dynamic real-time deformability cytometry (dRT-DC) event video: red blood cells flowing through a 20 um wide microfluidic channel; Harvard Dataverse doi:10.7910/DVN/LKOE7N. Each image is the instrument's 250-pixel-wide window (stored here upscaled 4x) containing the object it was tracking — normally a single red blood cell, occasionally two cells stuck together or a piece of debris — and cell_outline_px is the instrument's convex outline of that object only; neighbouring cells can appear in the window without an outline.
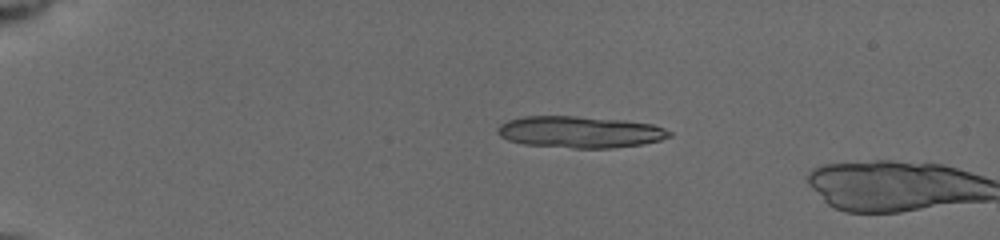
{"species": "common noctule bat (a hibernating species)", "species_latin": "Nyctalus noctula", "temperature_condition": "cold", "stored_images_in_passage": 2, "camera_frame_rate_fps": 3000, "um_per_image_px": 0.085, "animal": {"sex": "female", "body_mass_g": 19.5, "forearm_length_mm": 54.1}, "frame": {"image": 1, "passage_image": 1, "time_ms": 0.0, "image_size_px": [1000, 240], "cell_outline_px": [[672, 136], [660, 140], [644, 144], [612, 148], [572, 148], [524, 144], [508, 140], [500, 136], [496, 132], [496, 128], [500, 124], [508, 120], [524, 116], [576, 116], [624, 120], [652, 124], [664, 128], [672, 132]], "centroid_in_image_um": [49.29, 11.22], "position_along_channel_um": 35.7, "area_um2": 31.85}}